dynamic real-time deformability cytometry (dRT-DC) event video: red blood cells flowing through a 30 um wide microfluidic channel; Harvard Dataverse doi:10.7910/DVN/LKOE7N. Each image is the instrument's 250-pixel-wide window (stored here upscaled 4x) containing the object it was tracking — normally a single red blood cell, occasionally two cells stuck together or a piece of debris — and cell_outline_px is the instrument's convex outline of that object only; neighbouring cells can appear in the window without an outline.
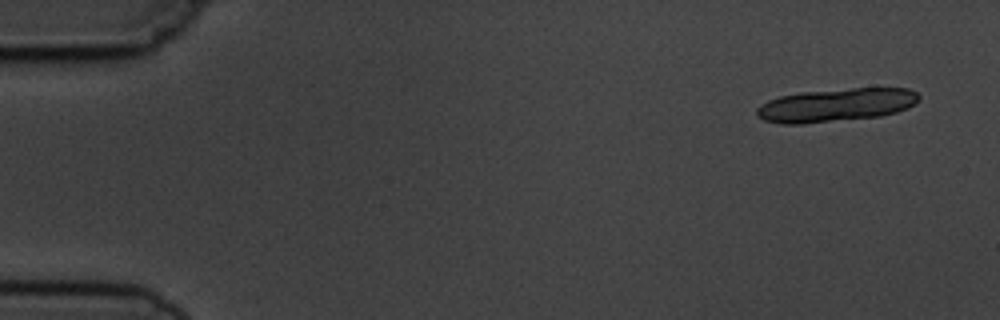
{"species": "common noctule bat (a hibernating species)", "species_latin": "Nyctalus noctula", "temperature_condition": "cold", "stored_images_in_passage": 6, "camera_frame_rate_fps": 3000, "um_per_image_px": 0.085, "animal": {"sex": "male", "body_mass_g": 19.5, "forearm_length_mm": 54.6}, "frame": {"image": 1, "passage_image": 1, "time_ms": 0.0, "image_size_px": [1000, 320], "cell_outline_px": [[920, 96], [908, 108], [896, 112], [880, 116], [804, 124], [780, 124], [764, 120], [756, 116], [756, 108], [768, 100], [780, 96], [800, 92], [852, 88], [908, 88], [916, 92]], "centroid_in_image_um": [71.02, 8.93], "position_along_channel_um": 14.0, "area_um2": 31.44}}